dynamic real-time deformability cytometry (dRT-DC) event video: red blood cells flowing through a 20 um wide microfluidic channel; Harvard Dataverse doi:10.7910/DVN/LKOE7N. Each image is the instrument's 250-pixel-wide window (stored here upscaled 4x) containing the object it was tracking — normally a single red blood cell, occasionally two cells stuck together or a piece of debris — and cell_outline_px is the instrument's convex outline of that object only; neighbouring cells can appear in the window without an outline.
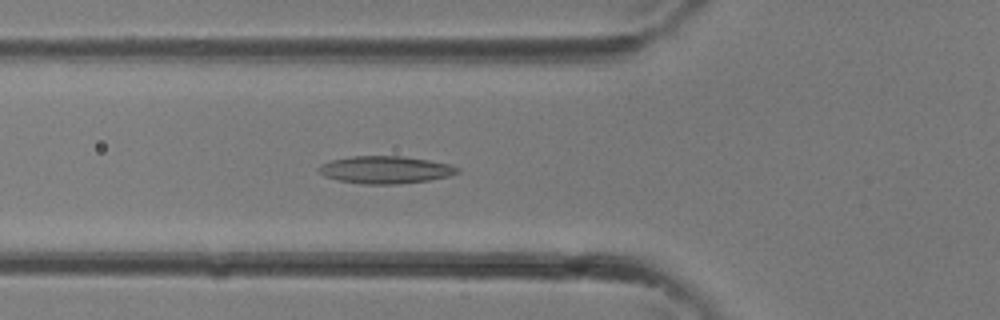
{"species": "common noctule bat (a hibernating species)", "species_latin": "Nyctalus noctula", "temperature_condition": "room temperature", "stored_images_in_passage": 33, "camera_frame_rate_fps": 3000, "um_per_image_px": 0.085, "animal": {"sex": "female"}, "frame": {"image": 1, "passage_image": 12, "time_ms": 3.667, "image_size_px": [1000, 320], "cell_outline_px": [[460, 172], [448, 176], [428, 180], [400, 184], [364, 184], [340, 180], [324, 176], [316, 168], [320, 164], [332, 160], [352, 156], [400, 156], [428, 160], [448, 164], [460, 168]], "centroid_in_image_um": [32.75, 14.43], "position_along_channel_um": 93.1, "area_um2": 22.02}}
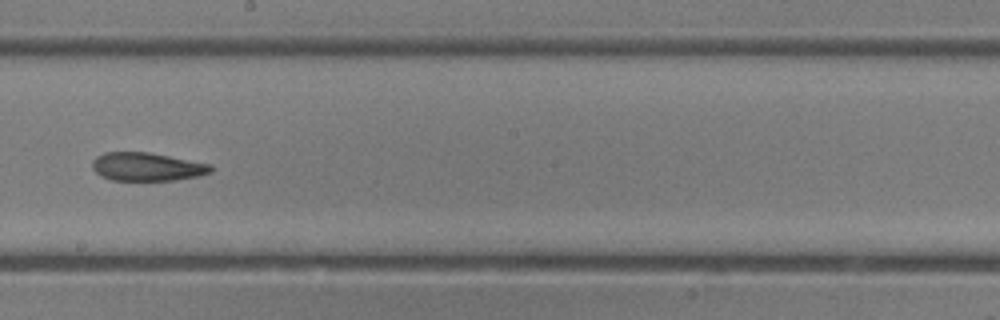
{"frame": {"image": 2, "passage_image": 19, "time_ms": 6.0, "image_size_px": [1000, 320], "cell_outline_px": [[212, 172], [200, 176], [176, 180], [112, 180], [100, 176], [92, 168], [92, 160], [96, 156], [104, 152], [148, 152], [212, 164]], "centroid_in_image_um": [12.49, 14.17], "position_along_channel_um": 235.7, "area_um2": 19.71}}
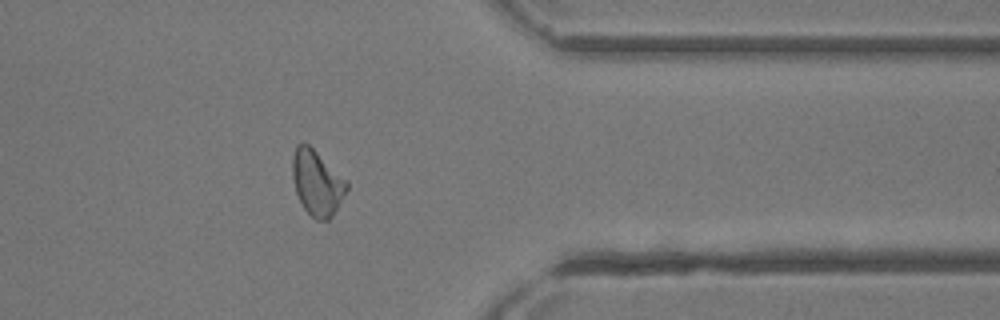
{"frame": {"image": 3, "passage_image": 27, "time_ms": 8.667, "image_size_px": [1000, 320], "cell_outline_px": [[348, 188], [332, 216], [328, 220], [316, 220], [304, 208], [296, 192], [292, 176], [292, 156], [296, 144], [304, 140], [348, 180]], "centroid_in_image_um": [26.94, 15.49], "position_along_channel_um": 384.5, "area_um2": 20.75}}